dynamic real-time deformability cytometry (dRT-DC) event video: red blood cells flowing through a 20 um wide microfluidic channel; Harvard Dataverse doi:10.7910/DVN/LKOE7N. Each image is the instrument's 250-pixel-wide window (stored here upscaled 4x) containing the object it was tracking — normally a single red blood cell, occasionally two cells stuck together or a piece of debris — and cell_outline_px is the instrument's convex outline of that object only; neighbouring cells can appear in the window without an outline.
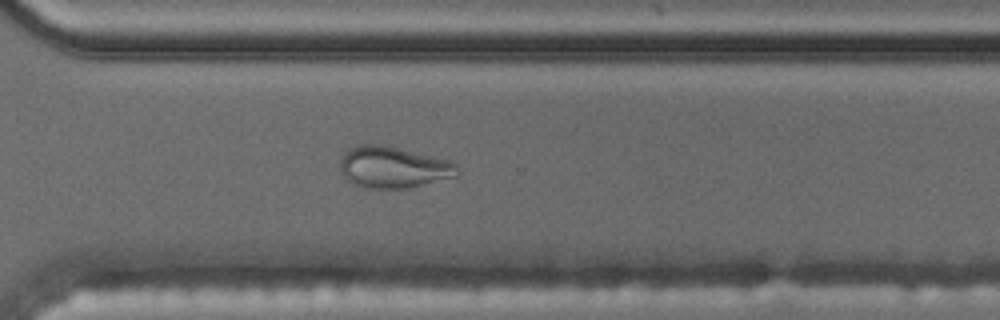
{"species": "common noctule bat (a hibernating species)", "species_latin": "Nyctalus noctula", "temperature_condition": "cold", "stored_images_in_passage": 58, "camera_frame_rate_fps": 3000, "um_per_image_px": 0.085, "animal": {"sex": "male", "body_mass_g": 17.5, "forearm_length_mm": 52.3}, "frame": {"image": 1, "passage_image": 42, "time_ms": 13.667, "image_size_px": [1000, 320], "cell_outline_px": [[460, 176], [408, 188], [364, 188], [352, 184], [340, 172], [340, 156], [348, 148], [356, 144], [380, 144], [432, 156], [448, 160], [456, 164], [460, 172]], "centroid_in_image_um": [33.4, 14.22], "position_along_channel_um": 337.2, "area_um2": 28.67}}